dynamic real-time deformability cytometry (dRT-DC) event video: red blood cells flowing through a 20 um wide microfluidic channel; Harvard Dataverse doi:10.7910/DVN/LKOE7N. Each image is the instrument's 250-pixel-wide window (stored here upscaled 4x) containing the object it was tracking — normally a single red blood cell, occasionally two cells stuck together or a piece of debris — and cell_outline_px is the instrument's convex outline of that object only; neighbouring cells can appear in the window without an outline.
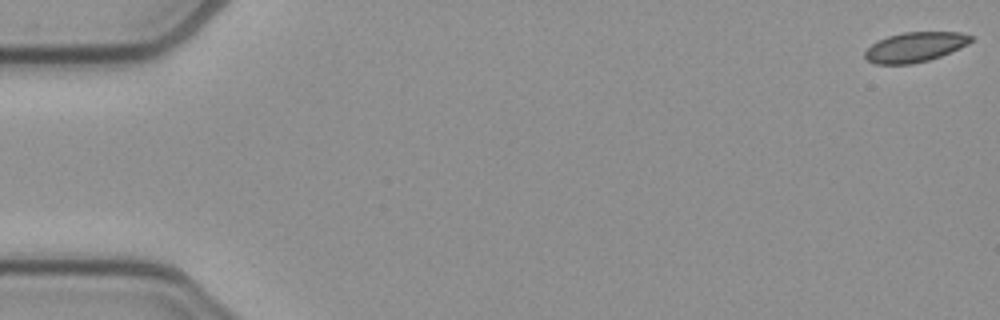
{"species": "common noctule bat (a hibernating species)", "species_latin": "Nyctalus noctula", "temperature_condition": "cold", "stored_images_in_passage": 54, "camera_frame_rate_fps": 3000, "um_per_image_px": 0.085, "animal": {"sex": "female", "body_mass_g": 21.9}, "frame": {"image": 1, "passage_image": 1, "time_ms": 0.0, "image_size_px": [1000, 320], "cell_outline_px": [[972, 40], [968, 44], [940, 56], [928, 60], [912, 64], [876, 64], [868, 60], [864, 56], [864, 52], [876, 40], [888, 36], [904, 32], [960, 32], [972, 36]], "centroid_in_image_um": [77.75, 3.99], "position_along_channel_um": 7.3, "area_um2": 18.32}}
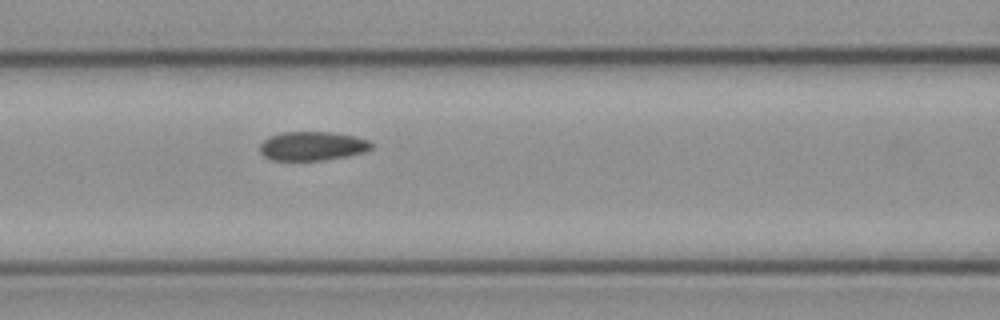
{"frame": {"image": 2, "passage_image": 23, "time_ms": 7.333, "image_size_px": [1000, 320], "cell_outline_px": [[372, 148], [364, 152], [348, 156], [324, 160], [272, 160], [264, 156], [260, 152], [260, 144], [268, 136], [280, 132], [332, 132], [356, 136], [368, 140], [372, 144]], "centroid_in_image_um": [26.54, 12.4], "position_along_channel_um": 140.1, "area_um2": 18.96}}
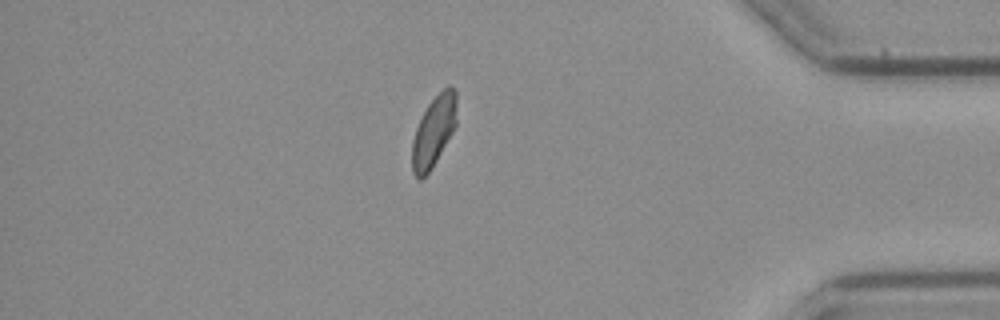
{"frame": {"image": 3, "passage_image": 46, "time_ms": 15.0, "image_size_px": [1000, 320], "cell_outline_px": [[456, 124], [452, 132], [432, 168], [420, 180], [416, 180], [412, 172], [412, 140], [416, 128], [428, 104], [448, 84], [456, 92]], "centroid_in_image_um": [36.85, 11.19], "position_along_channel_um": 398.4, "area_um2": 18.15}, "authors_computed_cell_mechanics": {"area_um2": 19.1896, "velocity_mm_per_s": 3.8453, "shape_relaxation_time_tau1_ms": null, "shape_relaxation_time_tau2_ms": 2.1932, "deformation_change_tau1": null, "deformation_change_tau2": 0.0558}}